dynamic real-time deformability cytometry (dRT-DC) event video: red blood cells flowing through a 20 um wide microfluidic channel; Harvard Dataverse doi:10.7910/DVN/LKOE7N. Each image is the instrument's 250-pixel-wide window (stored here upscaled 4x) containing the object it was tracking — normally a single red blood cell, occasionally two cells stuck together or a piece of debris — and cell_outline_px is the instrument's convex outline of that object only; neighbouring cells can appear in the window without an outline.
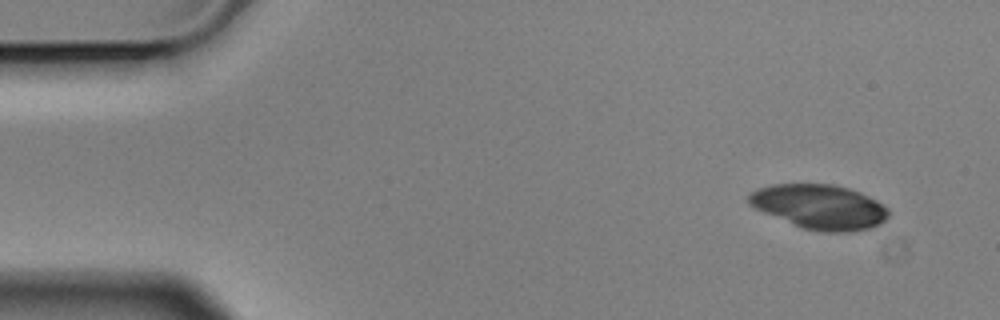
{"species": "Egyptian fruit bat (a non-hibernating species)", "species_latin": "Rousettus aegyptiacus", "temperature_condition": "cold", "stored_images_in_passage": 4, "camera_frame_rate_fps": 3000, "um_per_image_px": 0.085, "animal": {"sex": "male"}, "frame": {"image": 1, "passage_image": 1, "time_ms": 0.0, "image_size_px": [1000, 320], "cell_outline_px": [[888, 216], [880, 224], [872, 228], [852, 232], [824, 232], [804, 228], [764, 212], [748, 204], [748, 192], [756, 188], [772, 184], [836, 184], [860, 192], [876, 200], [888, 208]], "centroid_in_image_um": [69.67, 17.57], "position_along_channel_um": 15.3, "area_um2": 36.3}}